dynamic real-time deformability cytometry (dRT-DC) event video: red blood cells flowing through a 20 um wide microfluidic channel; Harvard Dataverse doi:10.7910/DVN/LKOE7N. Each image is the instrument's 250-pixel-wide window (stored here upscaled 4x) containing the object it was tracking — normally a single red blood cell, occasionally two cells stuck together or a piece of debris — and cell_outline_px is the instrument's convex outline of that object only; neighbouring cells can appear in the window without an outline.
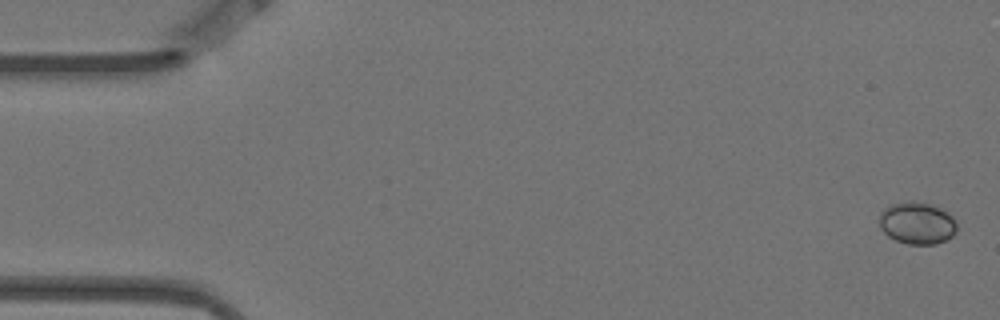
{"species": "Egyptian fruit bat (a non-hibernating species)", "species_latin": "Rousettus aegyptiacus", "temperature_condition": "warm", "stored_images_in_passage": 6, "camera_frame_rate_fps": 3000, "um_per_image_px": 0.085, "animal": {"sex": "female"}, "frame": {"image": 1, "passage_image": 1, "time_ms": 0.0, "image_size_px": [1000, 320], "cell_outline_px": [[956, 232], [952, 236], [936, 244], [908, 244], [896, 240], [888, 236], [880, 228], [880, 212], [884, 208], [892, 204], [912, 200], [932, 204], [948, 212], [956, 220]], "centroid_in_image_um": [77.96, 18.95], "position_along_channel_um": 7.0, "area_um2": 19.13}}
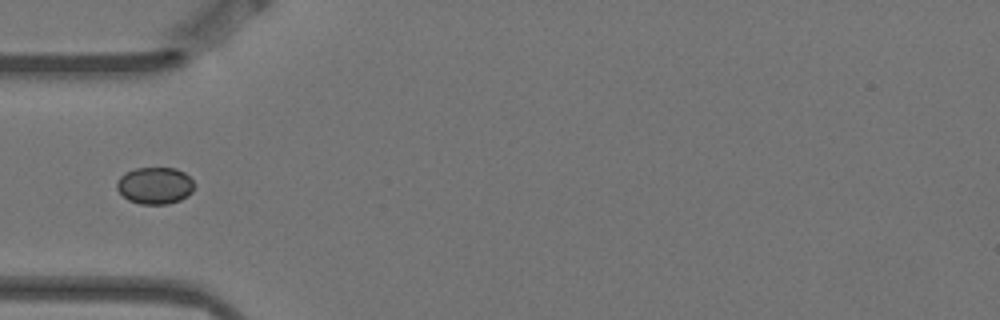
{"frame": {"image": 2, "passage_image": 5, "time_ms": 1.333, "image_size_px": [1000, 320], "cell_outline_px": [[192, 192], [188, 196], [180, 200], [168, 204], [140, 204], [128, 200], [116, 188], [116, 184], [120, 176], [124, 172], [136, 168], [176, 168], [184, 172], [192, 180]], "centroid_in_image_um": [13.15, 15.77], "position_along_channel_um": 71.9, "area_um2": 16.65}}
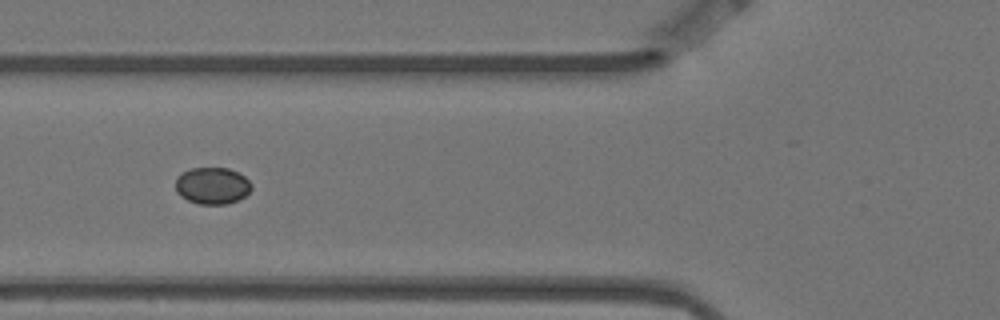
{"frame": {"image": 3, "passage_image": 6, "time_ms": 1.667, "image_size_px": [1000, 320], "cell_outline_px": [[252, 188], [240, 200], [228, 204], [200, 204], [188, 200], [180, 196], [176, 192], [176, 176], [192, 168], [228, 168], [244, 176], [252, 184]], "centroid_in_image_um": [18.04, 15.79], "position_along_channel_um": 107.8, "area_um2": 16.3}}